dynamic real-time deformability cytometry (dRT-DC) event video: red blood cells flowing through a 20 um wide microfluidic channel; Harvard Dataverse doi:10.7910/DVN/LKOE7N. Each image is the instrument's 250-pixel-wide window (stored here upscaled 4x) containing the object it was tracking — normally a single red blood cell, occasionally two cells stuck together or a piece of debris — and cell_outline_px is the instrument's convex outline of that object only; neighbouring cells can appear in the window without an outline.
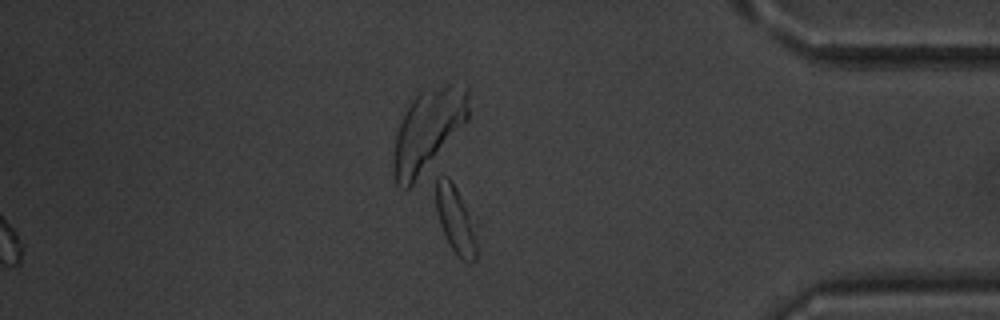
{"species": "common noctule bat (a hibernating species)", "species_latin": "Nyctalus noctula", "temperature_condition": "warm", "stored_images_in_passage": 43, "camera_frame_rate_fps": 3000, "um_per_image_px": 0.085, "animal": {"sex": "male", "body_mass_g": 20.1, "forearm_length_mm": 53.5}, "frame": {"image": 1, "passage_image": 43, "time_ms": 14.0, "image_size_px": [1000, 320], "cell_outline_px": [[480, 252], [476, 260], [472, 264], [460, 260], [456, 256], [448, 244], [440, 224], [436, 212], [436, 176], [448, 176], [480, 220]], "centroid_in_image_um": [38.9, 18.78], "position_along_channel_um": 396.3, "area_um2": 18.38}}